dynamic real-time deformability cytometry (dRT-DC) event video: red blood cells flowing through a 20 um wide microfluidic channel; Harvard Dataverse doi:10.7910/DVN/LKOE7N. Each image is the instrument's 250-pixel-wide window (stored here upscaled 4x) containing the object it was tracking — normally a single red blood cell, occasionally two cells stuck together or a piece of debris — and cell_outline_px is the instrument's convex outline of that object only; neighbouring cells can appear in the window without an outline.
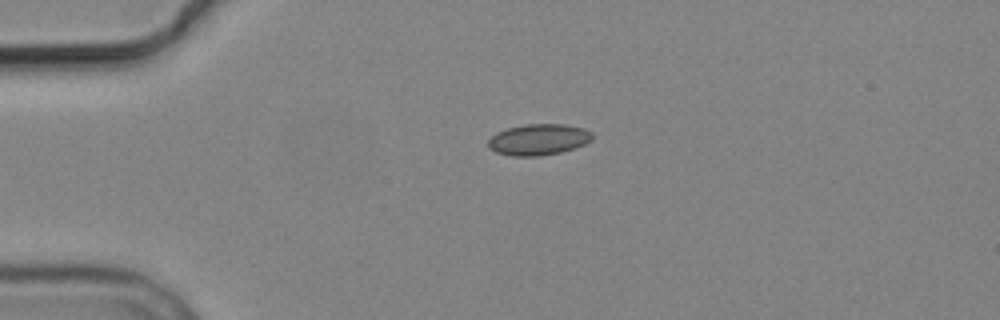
{"species": "common noctule bat (a hibernating species)", "species_latin": "Nyctalus noctula", "temperature_condition": "cold", "stored_images_in_passage": 2, "camera_frame_rate_fps": 3000, "um_per_image_px": 0.085, "animal": {"sex": "male", "body_mass_g": 19.2, "forearm_length_mm": 51.8}, "frame": {"image": 1, "passage_image": 1, "time_ms": 0.0, "image_size_px": [1000, 320], "cell_outline_px": [[592, 140], [576, 148], [560, 152], [540, 156], [512, 156], [496, 152], [488, 148], [488, 140], [496, 132], [508, 128], [524, 124], [564, 124], [584, 128], [592, 132]], "centroid_in_image_um": [45.77, 11.86], "position_along_channel_um": 39.2, "area_um2": 19.02}}